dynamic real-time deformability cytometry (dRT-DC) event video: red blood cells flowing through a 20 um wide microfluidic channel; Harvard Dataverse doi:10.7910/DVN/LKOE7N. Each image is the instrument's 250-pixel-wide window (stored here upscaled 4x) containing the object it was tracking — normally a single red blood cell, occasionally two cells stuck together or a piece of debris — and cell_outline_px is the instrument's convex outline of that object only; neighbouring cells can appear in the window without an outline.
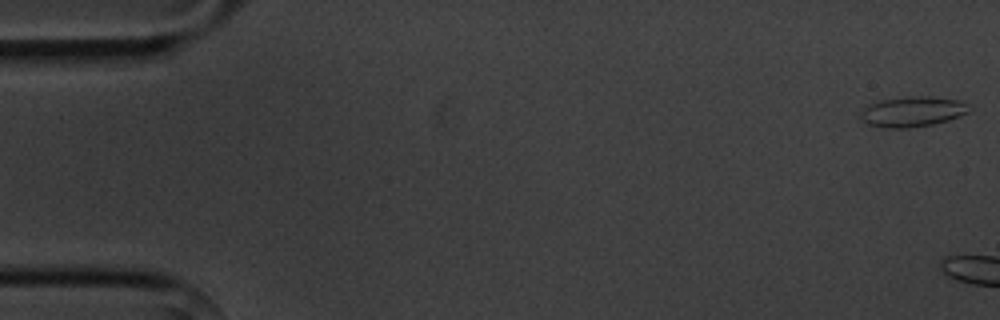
{"species": "common noctule bat (a hibernating species)", "species_latin": "Nyctalus noctula", "temperature_condition": "cold", "stored_images_in_passage": 8, "camera_frame_rate_fps": 3000, "um_per_image_px": 0.085, "animal": {"sex": "male", "body_mass_g": 20.1, "forearm_length_mm": 53.5}, "frame": {"image": 1, "passage_image": 1, "time_ms": 0.0, "image_size_px": [1000, 320], "cell_outline_px": [[972, 108], [968, 112], [960, 116], [948, 120], [932, 124], [908, 128], [884, 128], [868, 124], [860, 120], [860, 112], [868, 104], [880, 100], [908, 96], [928, 96], [960, 100]], "centroid_in_image_um": [77.53, 9.49], "position_along_channel_um": 7.5, "area_um2": 19.31}}
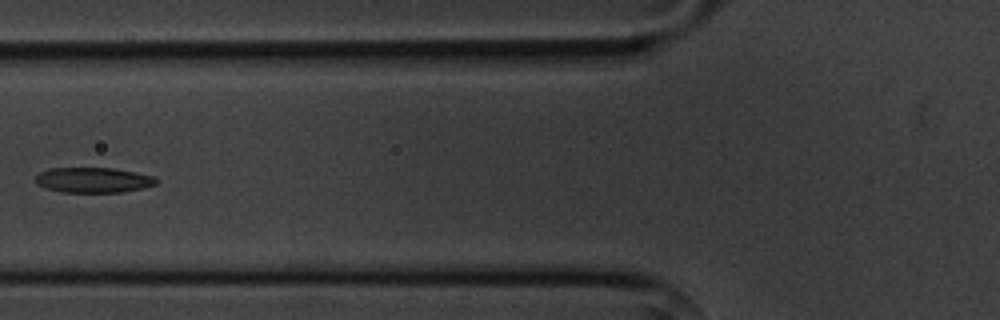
{"frame": {"image": 2, "passage_image": 7, "time_ms": 8.0, "image_size_px": [1000, 320], "cell_outline_px": [[156, 184], [140, 188], [120, 192], [60, 192], [44, 188], [36, 184], [36, 176], [40, 172], [48, 168], [112, 168], [136, 172], [156, 176]], "centroid_in_image_um": [7.89, 15.3], "position_along_channel_um": 117.9, "area_um2": 17.74}}
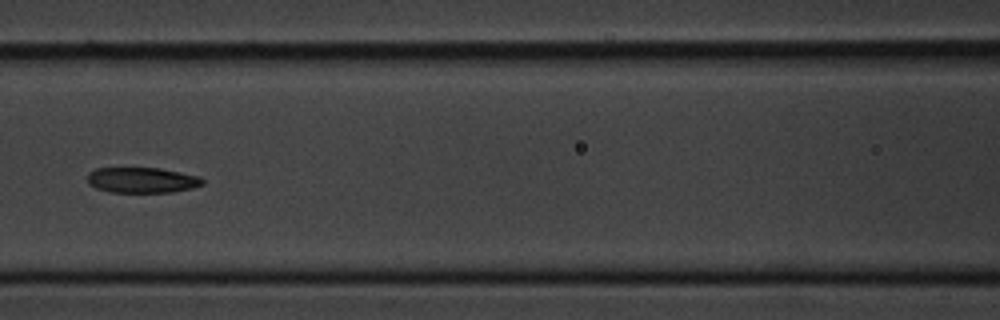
{"frame": {"image": 3, "passage_image": 8, "time_ms": 9.0, "image_size_px": [1000, 320], "cell_outline_px": [[204, 184], [192, 188], [172, 192], [108, 192], [96, 188], [88, 184], [88, 172], [96, 168], [160, 168], [200, 176], [204, 180]], "centroid_in_image_um": [12.07, 15.31], "position_along_channel_um": 154.5, "area_um2": 17.22}}